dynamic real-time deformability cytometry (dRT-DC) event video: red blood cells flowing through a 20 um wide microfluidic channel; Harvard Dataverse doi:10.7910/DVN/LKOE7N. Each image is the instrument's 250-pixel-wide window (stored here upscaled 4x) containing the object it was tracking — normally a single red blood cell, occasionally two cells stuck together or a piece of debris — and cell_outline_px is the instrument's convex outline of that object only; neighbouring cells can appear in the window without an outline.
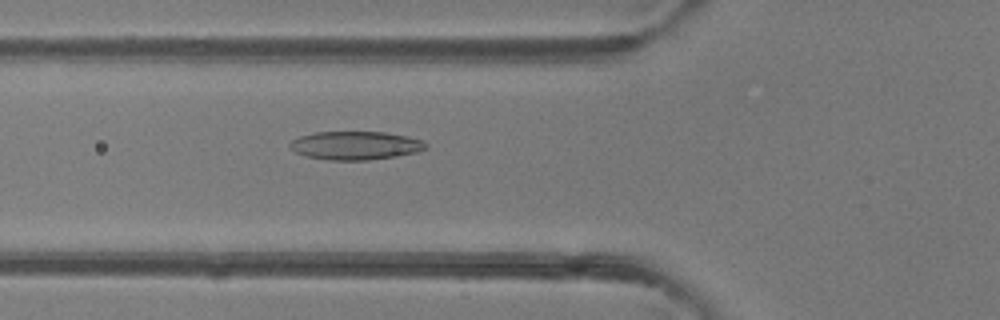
{"species": "common noctule bat (a hibernating species)", "species_latin": "Nyctalus noctula", "temperature_condition": "room temperature", "stored_images_in_passage": 49, "camera_frame_rate_fps": 3000, "um_per_image_px": 0.085, "animal": {"sex": "female"}, "frame": {"image": 1, "passage_image": 18, "time_ms": 5.667, "image_size_px": [1000, 320], "cell_outline_px": [[428, 148], [416, 152], [396, 156], [368, 160], [328, 160], [304, 156], [288, 148], [288, 144], [292, 140], [300, 136], [316, 132], [384, 132], [408, 136], [420, 140], [428, 144]], "centroid_in_image_um": [30.19, 12.37], "position_along_channel_um": 95.6, "area_um2": 22.6}}
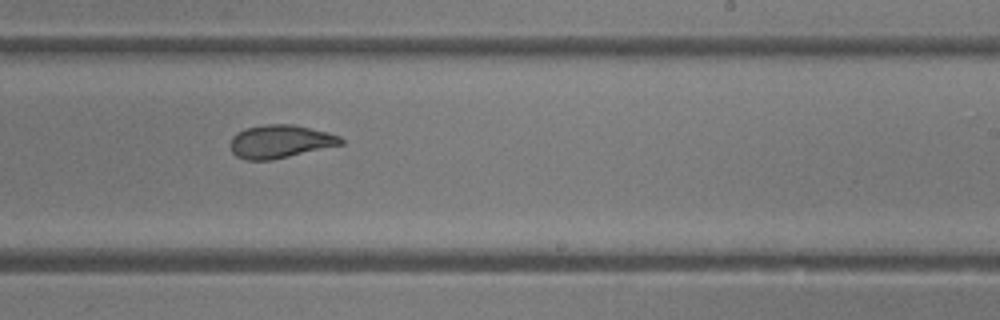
{"frame": {"image": 2, "passage_image": 30, "time_ms": 9.667, "image_size_px": [1000, 320], "cell_outline_px": [[344, 144], [272, 160], [248, 160], [236, 156], [232, 152], [228, 144], [232, 136], [248, 128], [264, 124], [292, 124], [328, 132], [340, 136], [344, 140]], "centroid_in_image_um": [23.82, 12.03], "position_along_channel_um": 265.2, "area_um2": 21.39}}
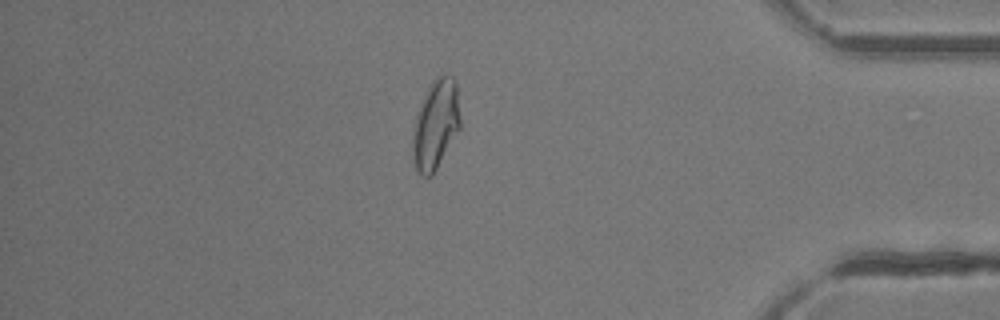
{"frame": {"image": 3, "passage_image": 42, "time_ms": 13.667, "image_size_px": [1000, 320], "cell_outline_px": [[460, 128], [432, 176], [420, 176], [416, 168], [412, 152], [412, 136], [416, 112], [432, 80], [436, 76], [444, 72], [452, 76], [456, 80], [460, 120]], "centroid_in_image_um": [37.03, 10.54], "position_along_channel_um": 398.2, "area_um2": 24.97}, "authors_computed_cell_mechanics": {"area_um2": 23.4668, "velocity_mm_per_s": 4.2226, "shape_relaxation_time_tau1_ms": 5.1252, "shape_relaxation_time_tau2_ms": 1.2223, "deformation_change_tau1": 0.1699, "deformation_change_tau2": 0.0657}}